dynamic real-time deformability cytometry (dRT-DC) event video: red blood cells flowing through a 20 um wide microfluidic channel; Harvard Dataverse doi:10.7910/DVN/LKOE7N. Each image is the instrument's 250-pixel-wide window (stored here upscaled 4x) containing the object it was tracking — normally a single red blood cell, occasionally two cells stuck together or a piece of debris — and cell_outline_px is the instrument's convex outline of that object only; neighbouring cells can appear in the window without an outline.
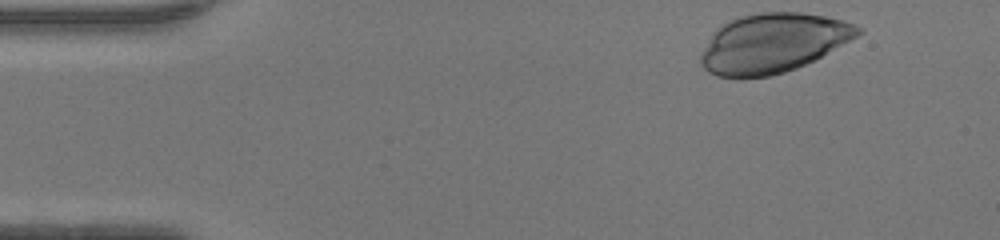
{"species": "human", "species_latin": "Homo sapiens", "temperature_condition": "warm", "stored_images_in_passage": 36, "camera_frame_rate_fps": 3000, "um_per_image_px": 0.085, "donor": {"sex": "female"}, "frame": {"image": 1, "passage_image": 1, "time_ms": 0.0, "image_size_px": [1000, 240], "cell_outline_px": [[864, 32], [820, 56], [796, 68], [784, 72], [768, 76], [716, 76], [708, 72], [700, 64], [700, 52], [712, 32], [724, 24], [740, 16], [760, 12], [800, 12], [824, 16], [844, 20], [856, 24], [864, 28]], "centroid_in_image_um": [65.68, 3.64], "position_along_channel_um": 19.3, "area_um2": 53.81}}